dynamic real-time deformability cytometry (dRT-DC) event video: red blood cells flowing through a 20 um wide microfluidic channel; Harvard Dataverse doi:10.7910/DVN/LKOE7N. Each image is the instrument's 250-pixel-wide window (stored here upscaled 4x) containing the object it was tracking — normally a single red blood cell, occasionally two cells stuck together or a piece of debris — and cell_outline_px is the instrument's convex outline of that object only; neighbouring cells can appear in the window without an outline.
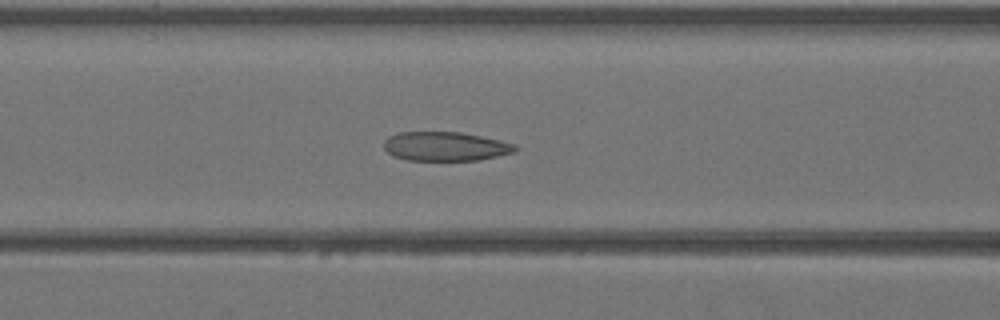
{"species": "Egyptian fruit bat (a non-hibernating species)", "species_latin": "Rousettus aegyptiacus", "temperature_condition": "warm", "stored_images_in_passage": 35, "camera_frame_rate_fps": 3000, "um_per_image_px": 0.085, "animal": {"sex": "female"}, "frame": {"image": 1, "passage_image": 13, "time_ms": 4.0, "image_size_px": [1000, 320], "cell_outline_px": [[520, 148], [516, 152], [480, 160], [408, 160], [396, 156], [388, 152], [384, 148], [384, 140], [388, 136], [400, 132], [460, 132], [500, 140], [516, 144]], "centroid_in_image_um": [37.91, 12.44], "position_along_channel_um": 128.7, "area_um2": 22.31}}
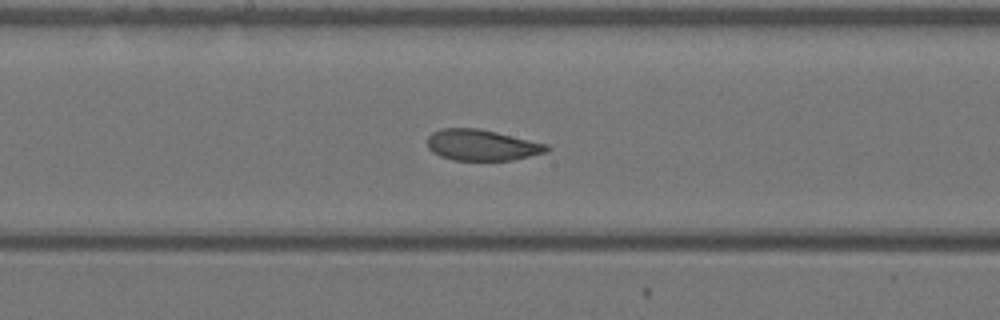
{"frame": {"image": 2, "passage_image": 18, "time_ms": 5.667, "image_size_px": [1000, 320], "cell_outline_px": [[552, 148], [548, 152], [512, 160], [452, 160], [440, 156], [432, 152], [428, 148], [428, 136], [432, 132], [440, 128], [476, 128], [496, 132], [548, 144]], "centroid_in_image_um": [40.96, 12.33], "position_along_channel_um": 207.2, "area_um2": 21.68}}
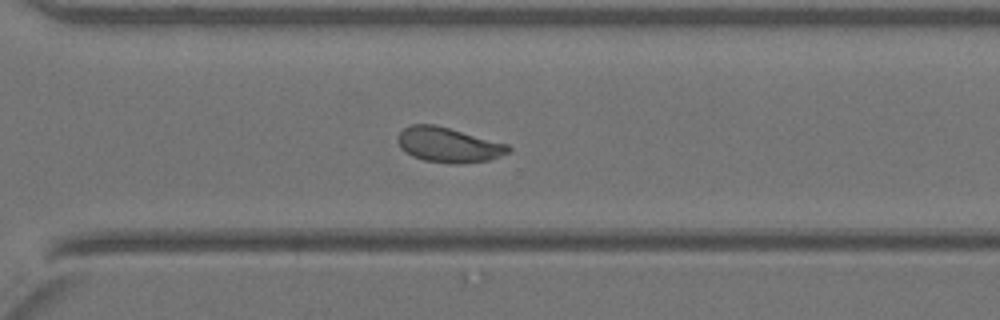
{"frame": {"image": 3, "passage_image": 26, "time_ms": 8.333, "image_size_px": [1000, 320], "cell_outline_px": [[512, 152], [488, 160], [464, 164], [452, 164], [424, 160], [412, 156], [400, 148], [396, 140], [396, 136], [404, 128], [412, 124], [436, 124], [508, 144], [512, 148]], "centroid_in_image_um": [38.12, 12.31], "position_along_channel_um": 332.5, "area_um2": 22.83}}